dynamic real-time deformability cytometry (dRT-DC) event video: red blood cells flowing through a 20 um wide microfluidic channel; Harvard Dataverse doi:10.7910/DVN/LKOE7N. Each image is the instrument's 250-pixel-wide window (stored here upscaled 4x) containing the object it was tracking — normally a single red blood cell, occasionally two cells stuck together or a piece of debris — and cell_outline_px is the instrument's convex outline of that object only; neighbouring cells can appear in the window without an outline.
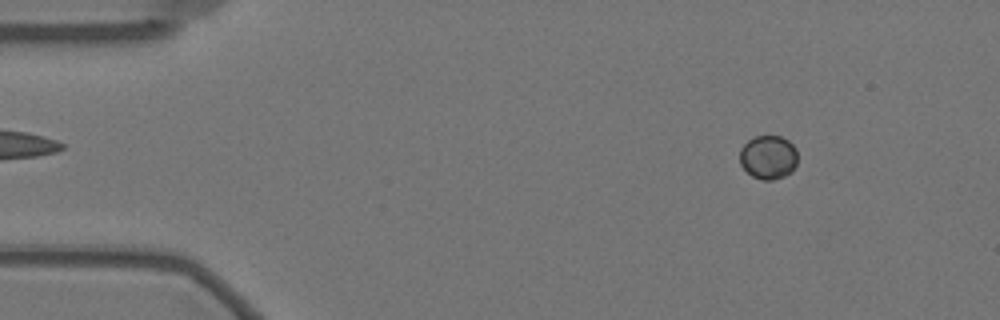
{"species": "Egyptian fruit bat (a non-hibernating species)", "species_latin": "Rousettus aegyptiacus", "temperature_condition": "warm", "stored_images_in_passage": 58, "camera_frame_rate_fps": 3000, "um_per_image_px": 0.085, "animal": {"sex": "female"}, "frame": {"image": 1, "passage_image": 7, "time_ms": 2.0, "image_size_px": [1000, 320], "cell_outline_px": [[796, 164], [792, 172], [784, 176], [772, 180], [764, 180], [752, 176], [740, 164], [740, 148], [748, 140], [756, 136], [780, 136], [788, 140], [796, 148]], "centroid_in_image_um": [65.3, 13.36], "position_along_channel_um": 19.7, "area_um2": 14.74}}
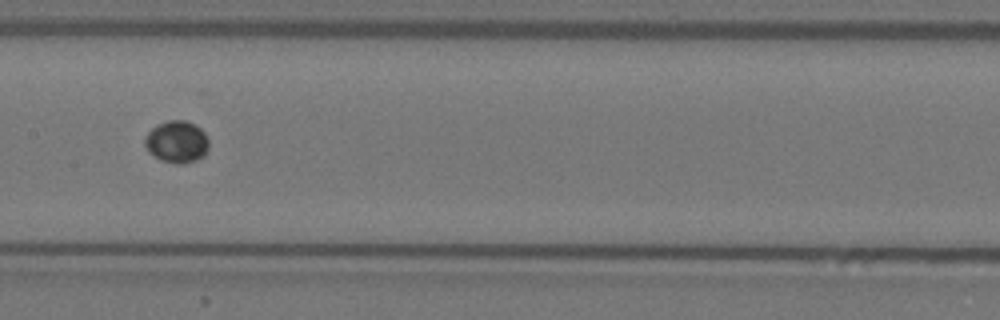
{"frame": {"image": 2, "passage_image": 29, "time_ms": 9.333, "image_size_px": [1000, 320], "cell_outline_px": [[208, 148], [204, 156], [196, 160], [184, 164], [176, 164], [160, 160], [148, 152], [144, 144], [144, 136], [156, 124], [168, 120], [188, 120], [196, 124], [208, 136]], "centroid_in_image_um": [15.02, 12.05], "position_along_channel_um": 192.4, "area_um2": 16.07}}
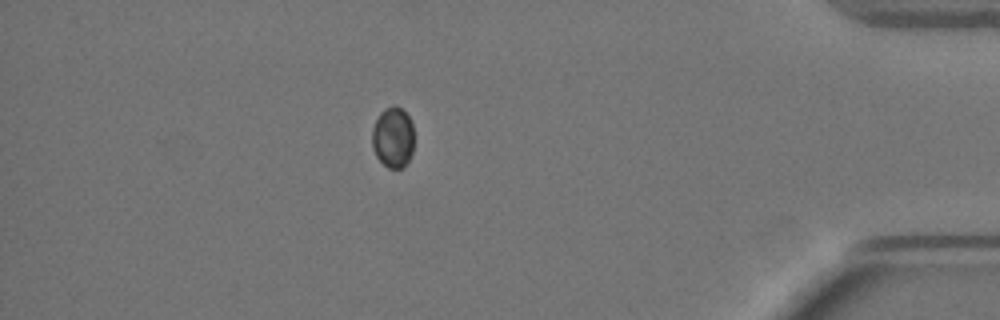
{"frame": {"image": 3, "passage_image": 51, "time_ms": 16.667, "image_size_px": [1000, 320], "cell_outline_px": [[412, 152], [404, 168], [388, 168], [376, 156], [372, 148], [372, 128], [380, 112], [384, 108], [392, 104], [396, 104], [408, 116], [412, 124]], "centroid_in_image_um": [33.38, 11.66], "position_along_channel_um": 401.8, "area_um2": 14.85}}